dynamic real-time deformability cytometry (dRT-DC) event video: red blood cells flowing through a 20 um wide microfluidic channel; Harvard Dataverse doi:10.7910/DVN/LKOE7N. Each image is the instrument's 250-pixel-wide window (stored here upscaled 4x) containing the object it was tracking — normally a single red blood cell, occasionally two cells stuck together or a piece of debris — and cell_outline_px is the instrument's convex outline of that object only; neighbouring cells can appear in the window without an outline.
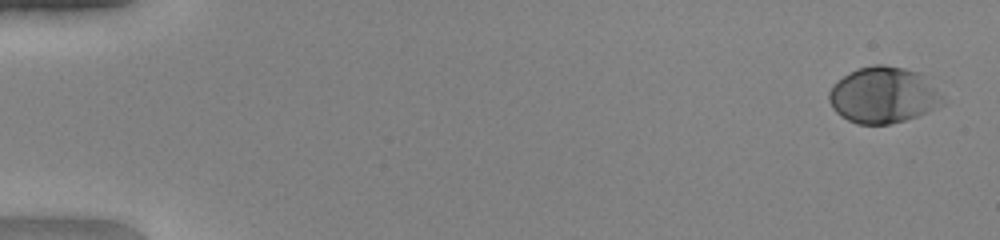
{"species": "human", "species_latin": "Homo sapiens", "temperature_condition": "warm", "stored_images_in_passage": 47, "camera_frame_rate_fps": 3000, "um_per_image_px": 0.085, "donor": {"sex": "female"}, "frame": {"image": 1, "passage_image": 2, "time_ms": 0.333, "image_size_px": [1000, 240], "cell_outline_px": [[944, 104], [928, 112], [904, 120], [888, 124], [856, 124], [840, 116], [832, 108], [828, 100], [828, 92], [832, 84], [836, 80], [848, 72], [856, 68], [872, 64], [884, 64], [904, 68], [916, 72], [924, 76], [944, 100]], "centroid_in_image_um": [75.01, 8.07], "position_along_channel_um": 10.0, "area_um2": 37.4}}
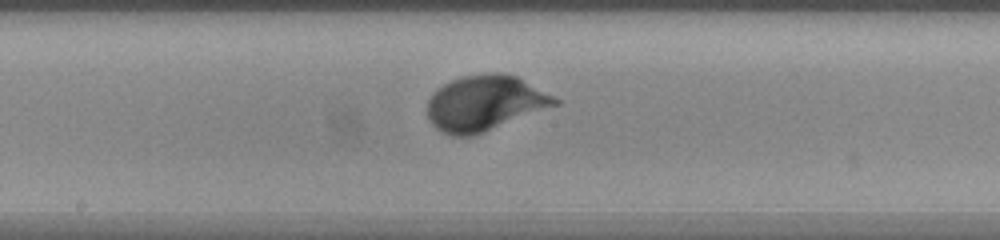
{"frame": {"image": 2, "passage_image": 28, "time_ms": 9.0, "image_size_px": [1000, 240], "cell_outline_px": [[560, 104], [472, 136], [452, 136], [436, 128], [432, 124], [428, 116], [428, 100], [432, 92], [436, 88], [460, 76], [488, 72], [500, 72], [516, 76], [560, 100]], "centroid_in_image_um": [41.19, 8.75], "position_along_channel_um": 207.0, "area_um2": 40.98}}
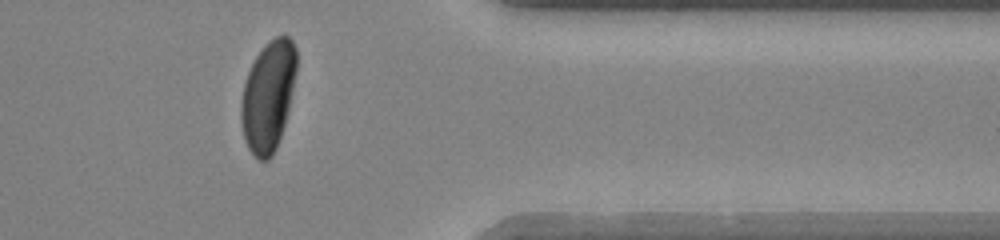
{"frame": {"image": 3, "passage_image": 42, "time_ms": 13.667, "image_size_px": [1000, 240], "cell_outline_px": [[296, 72], [288, 112], [276, 148], [272, 156], [268, 160], [260, 160], [248, 148], [244, 140], [240, 120], [240, 104], [244, 84], [248, 72], [256, 56], [268, 40], [276, 36], [288, 36], [292, 40], [296, 48]], "centroid_in_image_um": [22.78, 8.15], "position_along_channel_um": 388.6, "area_um2": 35.55}}